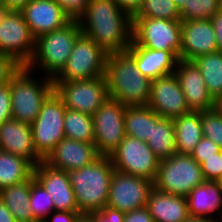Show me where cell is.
<instances>
[{
	"label": "cell",
	"mask_w": 222,
	"mask_h": 222,
	"mask_svg": "<svg viewBox=\"0 0 222 222\" xmlns=\"http://www.w3.org/2000/svg\"><path fill=\"white\" fill-rule=\"evenodd\" d=\"M82 33L106 54L126 51L132 42V17L113 0H90L78 19Z\"/></svg>",
	"instance_id": "1"
},
{
	"label": "cell",
	"mask_w": 222,
	"mask_h": 222,
	"mask_svg": "<svg viewBox=\"0 0 222 222\" xmlns=\"http://www.w3.org/2000/svg\"><path fill=\"white\" fill-rule=\"evenodd\" d=\"M105 78L109 98L126 107L148 105L152 81L140 72L127 51L107 55Z\"/></svg>",
	"instance_id": "2"
},
{
	"label": "cell",
	"mask_w": 222,
	"mask_h": 222,
	"mask_svg": "<svg viewBox=\"0 0 222 222\" xmlns=\"http://www.w3.org/2000/svg\"><path fill=\"white\" fill-rule=\"evenodd\" d=\"M114 167L110 156H99L82 168L67 172L79 213H92L107 205Z\"/></svg>",
	"instance_id": "3"
},
{
	"label": "cell",
	"mask_w": 222,
	"mask_h": 222,
	"mask_svg": "<svg viewBox=\"0 0 222 222\" xmlns=\"http://www.w3.org/2000/svg\"><path fill=\"white\" fill-rule=\"evenodd\" d=\"M82 34L79 20H71L64 27L44 34L35 40V50L26 67L54 79L66 65L77 38Z\"/></svg>",
	"instance_id": "4"
},
{
	"label": "cell",
	"mask_w": 222,
	"mask_h": 222,
	"mask_svg": "<svg viewBox=\"0 0 222 222\" xmlns=\"http://www.w3.org/2000/svg\"><path fill=\"white\" fill-rule=\"evenodd\" d=\"M32 73L26 66H21L10 78L12 118L30 125L38 117L43 102L54 91L52 78L36 79Z\"/></svg>",
	"instance_id": "5"
},
{
	"label": "cell",
	"mask_w": 222,
	"mask_h": 222,
	"mask_svg": "<svg viewBox=\"0 0 222 222\" xmlns=\"http://www.w3.org/2000/svg\"><path fill=\"white\" fill-rule=\"evenodd\" d=\"M205 182L201 165L191 155L174 153L159 161L154 188L173 195L187 197Z\"/></svg>",
	"instance_id": "6"
},
{
	"label": "cell",
	"mask_w": 222,
	"mask_h": 222,
	"mask_svg": "<svg viewBox=\"0 0 222 222\" xmlns=\"http://www.w3.org/2000/svg\"><path fill=\"white\" fill-rule=\"evenodd\" d=\"M107 55L91 38L83 33L61 72L53 82L88 80L105 76Z\"/></svg>",
	"instance_id": "7"
},
{
	"label": "cell",
	"mask_w": 222,
	"mask_h": 222,
	"mask_svg": "<svg viewBox=\"0 0 222 222\" xmlns=\"http://www.w3.org/2000/svg\"><path fill=\"white\" fill-rule=\"evenodd\" d=\"M132 40L141 47L170 51L178 60L181 51V20L132 17Z\"/></svg>",
	"instance_id": "8"
},
{
	"label": "cell",
	"mask_w": 222,
	"mask_h": 222,
	"mask_svg": "<svg viewBox=\"0 0 222 222\" xmlns=\"http://www.w3.org/2000/svg\"><path fill=\"white\" fill-rule=\"evenodd\" d=\"M65 113L64 102L54 90L43 102L38 117L31 124L35 149L43 159L65 138Z\"/></svg>",
	"instance_id": "9"
},
{
	"label": "cell",
	"mask_w": 222,
	"mask_h": 222,
	"mask_svg": "<svg viewBox=\"0 0 222 222\" xmlns=\"http://www.w3.org/2000/svg\"><path fill=\"white\" fill-rule=\"evenodd\" d=\"M116 171L155 181L159 159L146 142L128 135L110 155Z\"/></svg>",
	"instance_id": "10"
},
{
	"label": "cell",
	"mask_w": 222,
	"mask_h": 222,
	"mask_svg": "<svg viewBox=\"0 0 222 222\" xmlns=\"http://www.w3.org/2000/svg\"><path fill=\"white\" fill-rule=\"evenodd\" d=\"M35 40L20 10L0 13V52L26 66L33 56Z\"/></svg>",
	"instance_id": "11"
},
{
	"label": "cell",
	"mask_w": 222,
	"mask_h": 222,
	"mask_svg": "<svg viewBox=\"0 0 222 222\" xmlns=\"http://www.w3.org/2000/svg\"><path fill=\"white\" fill-rule=\"evenodd\" d=\"M125 110L124 104L108 98L92 115L94 145L100 156H110L126 136Z\"/></svg>",
	"instance_id": "12"
},
{
	"label": "cell",
	"mask_w": 222,
	"mask_h": 222,
	"mask_svg": "<svg viewBox=\"0 0 222 222\" xmlns=\"http://www.w3.org/2000/svg\"><path fill=\"white\" fill-rule=\"evenodd\" d=\"M67 109L93 115L109 98L105 76L88 80L53 82Z\"/></svg>",
	"instance_id": "13"
},
{
	"label": "cell",
	"mask_w": 222,
	"mask_h": 222,
	"mask_svg": "<svg viewBox=\"0 0 222 222\" xmlns=\"http://www.w3.org/2000/svg\"><path fill=\"white\" fill-rule=\"evenodd\" d=\"M153 182L134 175L114 170L112 174L107 206L129 212L147 205Z\"/></svg>",
	"instance_id": "14"
},
{
	"label": "cell",
	"mask_w": 222,
	"mask_h": 222,
	"mask_svg": "<svg viewBox=\"0 0 222 222\" xmlns=\"http://www.w3.org/2000/svg\"><path fill=\"white\" fill-rule=\"evenodd\" d=\"M148 106L162 118L174 119L190 112L174 73L152 80Z\"/></svg>",
	"instance_id": "15"
},
{
	"label": "cell",
	"mask_w": 222,
	"mask_h": 222,
	"mask_svg": "<svg viewBox=\"0 0 222 222\" xmlns=\"http://www.w3.org/2000/svg\"><path fill=\"white\" fill-rule=\"evenodd\" d=\"M216 51L217 38L210 19L182 20L180 60L193 61Z\"/></svg>",
	"instance_id": "16"
},
{
	"label": "cell",
	"mask_w": 222,
	"mask_h": 222,
	"mask_svg": "<svg viewBox=\"0 0 222 222\" xmlns=\"http://www.w3.org/2000/svg\"><path fill=\"white\" fill-rule=\"evenodd\" d=\"M20 11L35 39L72 20L54 0H30Z\"/></svg>",
	"instance_id": "17"
},
{
	"label": "cell",
	"mask_w": 222,
	"mask_h": 222,
	"mask_svg": "<svg viewBox=\"0 0 222 222\" xmlns=\"http://www.w3.org/2000/svg\"><path fill=\"white\" fill-rule=\"evenodd\" d=\"M33 175L50 194L54 211L79 212L66 171L52 168L45 162H41L34 167Z\"/></svg>",
	"instance_id": "18"
},
{
	"label": "cell",
	"mask_w": 222,
	"mask_h": 222,
	"mask_svg": "<svg viewBox=\"0 0 222 222\" xmlns=\"http://www.w3.org/2000/svg\"><path fill=\"white\" fill-rule=\"evenodd\" d=\"M190 111L211 110L217 102L209 94L199 68L193 61L178 60L174 71Z\"/></svg>",
	"instance_id": "19"
},
{
	"label": "cell",
	"mask_w": 222,
	"mask_h": 222,
	"mask_svg": "<svg viewBox=\"0 0 222 222\" xmlns=\"http://www.w3.org/2000/svg\"><path fill=\"white\" fill-rule=\"evenodd\" d=\"M99 156L94 143L64 138L43 162L52 168L69 172L91 164Z\"/></svg>",
	"instance_id": "20"
},
{
	"label": "cell",
	"mask_w": 222,
	"mask_h": 222,
	"mask_svg": "<svg viewBox=\"0 0 222 222\" xmlns=\"http://www.w3.org/2000/svg\"><path fill=\"white\" fill-rule=\"evenodd\" d=\"M0 150L22 157L34 167L44 161L35 149L31 125L13 118L0 125Z\"/></svg>",
	"instance_id": "21"
},
{
	"label": "cell",
	"mask_w": 222,
	"mask_h": 222,
	"mask_svg": "<svg viewBox=\"0 0 222 222\" xmlns=\"http://www.w3.org/2000/svg\"><path fill=\"white\" fill-rule=\"evenodd\" d=\"M126 51L134 58L140 72L151 81L174 73L178 62L170 51L141 47L133 40Z\"/></svg>",
	"instance_id": "22"
},
{
	"label": "cell",
	"mask_w": 222,
	"mask_h": 222,
	"mask_svg": "<svg viewBox=\"0 0 222 222\" xmlns=\"http://www.w3.org/2000/svg\"><path fill=\"white\" fill-rule=\"evenodd\" d=\"M185 198L190 217L210 219L216 212L217 216L220 213L217 218L222 219V182L205 181Z\"/></svg>",
	"instance_id": "23"
},
{
	"label": "cell",
	"mask_w": 222,
	"mask_h": 222,
	"mask_svg": "<svg viewBox=\"0 0 222 222\" xmlns=\"http://www.w3.org/2000/svg\"><path fill=\"white\" fill-rule=\"evenodd\" d=\"M146 207L154 222H186L190 216L186 198L152 188Z\"/></svg>",
	"instance_id": "24"
},
{
	"label": "cell",
	"mask_w": 222,
	"mask_h": 222,
	"mask_svg": "<svg viewBox=\"0 0 222 222\" xmlns=\"http://www.w3.org/2000/svg\"><path fill=\"white\" fill-rule=\"evenodd\" d=\"M176 153L191 155L203 137L200 111H190L173 119Z\"/></svg>",
	"instance_id": "25"
},
{
	"label": "cell",
	"mask_w": 222,
	"mask_h": 222,
	"mask_svg": "<svg viewBox=\"0 0 222 222\" xmlns=\"http://www.w3.org/2000/svg\"><path fill=\"white\" fill-rule=\"evenodd\" d=\"M31 177L19 184L0 190V199L12 213L16 222H36L30 208Z\"/></svg>",
	"instance_id": "26"
},
{
	"label": "cell",
	"mask_w": 222,
	"mask_h": 222,
	"mask_svg": "<svg viewBox=\"0 0 222 222\" xmlns=\"http://www.w3.org/2000/svg\"><path fill=\"white\" fill-rule=\"evenodd\" d=\"M160 118L148 105L126 107L124 115L126 135L147 142L151 137L152 123Z\"/></svg>",
	"instance_id": "27"
},
{
	"label": "cell",
	"mask_w": 222,
	"mask_h": 222,
	"mask_svg": "<svg viewBox=\"0 0 222 222\" xmlns=\"http://www.w3.org/2000/svg\"><path fill=\"white\" fill-rule=\"evenodd\" d=\"M159 160L176 153L175 127L173 119L160 117L152 123L151 137L146 142Z\"/></svg>",
	"instance_id": "28"
},
{
	"label": "cell",
	"mask_w": 222,
	"mask_h": 222,
	"mask_svg": "<svg viewBox=\"0 0 222 222\" xmlns=\"http://www.w3.org/2000/svg\"><path fill=\"white\" fill-rule=\"evenodd\" d=\"M33 170L26 159L0 150V190L28 180Z\"/></svg>",
	"instance_id": "29"
},
{
	"label": "cell",
	"mask_w": 222,
	"mask_h": 222,
	"mask_svg": "<svg viewBox=\"0 0 222 222\" xmlns=\"http://www.w3.org/2000/svg\"><path fill=\"white\" fill-rule=\"evenodd\" d=\"M193 62L199 68L209 94L217 102L222 97V52L199 56Z\"/></svg>",
	"instance_id": "30"
},
{
	"label": "cell",
	"mask_w": 222,
	"mask_h": 222,
	"mask_svg": "<svg viewBox=\"0 0 222 222\" xmlns=\"http://www.w3.org/2000/svg\"><path fill=\"white\" fill-rule=\"evenodd\" d=\"M63 125L65 138L94 143L93 118L91 115L66 108Z\"/></svg>",
	"instance_id": "31"
},
{
	"label": "cell",
	"mask_w": 222,
	"mask_h": 222,
	"mask_svg": "<svg viewBox=\"0 0 222 222\" xmlns=\"http://www.w3.org/2000/svg\"><path fill=\"white\" fill-rule=\"evenodd\" d=\"M30 208L36 222H44L54 211L53 201L46 189L31 176Z\"/></svg>",
	"instance_id": "32"
},
{
	"label": "cell",
	"mask_w": 222,
	"mask_h": 222,
	"mask_svg": "<svg viewBox=\"0 0 222 222\" xmlns=\"http://www.w3.org/2000/svg\"><path fill=\"white\" fill-rule=\"evenodd\" d=\"M222 8V0H186L179 9L182 20L211 19Z\"/></svg>",
	"instance_id": "33"
},
{
	"label": "cell",
	"mask_w": 222,
	"mask_h": 222,
	"mask_svg": "<svg viewBox=\"0 0 222 222\" xmlns=\"http://www.w3.org/2000/svg\"><path fill=\"white\" fill-rule=\"evenodd\" d=\"M133 17L181 20L173 0H144L141 8Z\"/></svg>",
	"instance_id": "34"
},
{
	"label": "cell",
	"mask_w": 222,
	"mask_h": 222,
	"mask_svg": "<svg viewBox=\"0 0 222 222\" xmlns=\"http://www.w3.org/2000/svg\"><path fill=\"white\" fill-rule=\"evenodd\" d=\"M203 137L211 139L222 149V111L216 106L200 111Z\"/></svg>",
	"instance_id": "35"
},
{
	"label": "cell",
	"mask_w": 222,
	"mask_h": 222,
	"mask_svg": "<svg viewBox=\"0 0 222 222\" xmlns=\"http://www.w3.org/2000/svg\"><path fill=\"white\" fill-rule=\"evenodd\" d=\"M205 181L222 182V150L201 164Z\"/></svg>",
	"instance_id": "36"
},
{
	"label": "cell",
	"mask_w": 222,
	"mask_h": 222,
	"mask_svg": "<svg viewBox=\"0 0 222 222\" xmlns=\"http://www.w3.org/2000/svg\"><path fill=\"white\" fill-rule=\"evenodd\" d=\"M222 149L216 145L211 139L202 137L199 143L194 147L191 156L201 165L206 158L215 156V153Z\"/></svg>",
	"instance_id": "37"
},
{
	"label": "cell",
	"mask_w": 222,
	"mask_h": 222,
	"mask_svg": "<svg viewBox=\"0 0 222 222\" xmlns=\"http://www.w3.org/2000/svg\"><path fill=\"white\" fill-rule=\"evenodd\" d=\"M72 20H78L86 11L90 0H54Z\"/></svg>",
	"instance_id": "38"
},
{
	"label": "cell",
	"mask_w": 222,
	"mask_h": 222,
	"mask_svg": "<svg viewBox=\"0 0 222 222\" xmlns=\"http://www.w3.org/2000/svg\"><path fill=\"white\" fill-rule=\"evenodd\" d=\"M21 67L11 56L0 52V86L8 83L13 74Z\"/></svg>",
	"instance_id": "39"
},
{
	"label": "cell",
	"mask_w": 222,
	"mask_h": 222,
	"mask_svg": "<svg viewBox=\"0 0 222 222\" xmlns=\"http://www.w3.org/2000/svg\"><path fill=\"white\" fill-rule=\"evenodd\" d=\"M12 118L10 81L0 86V125Z\"/></svg>",
	"instance_id": "40"
},
{
	"label": "cell",
	"mask_w": 222,
	"mask_h": 222,
	"mask_svg": "<svg viewBox=\"0 0 222 222\" xmlns=\"http://www.w3.org/2000/svg\"><path fill=\"white\" fill-rule=\"evenodd\" d=\"M91 214L95 222H124L125 219V212L107 205L102 210L92 212Z\"/></svg>",
	"instance_id": "41"
},
{
	"label": "cell",
	"mask_w": 222,
	"mask_h": 222,
	"mask_svg": "<svg viewBox=\"0 0 222 222\" xmlns=\"http://www.w3.org/2000/svg\"><path fill=\"white\" fill-rule=\"evenodd\" d=\"M124 222H154V220L145 206L126 212Z\"/></svg>",
	"instance_id": "42"
},
{
	"label": "cell",
	"mask_w": 222,
	"mask_h": 222,
	"mask_svg": "<svg viewBox=\"0 0 222 222\" xmlns=\"http://www.w3.org/2000/svg\"><path fill=\"white\" fill-rule=\"evenodd\" d=\"M52 213L44 222H75L79 214V212L69 211H53Z\"/></svg>",
	"instance_id": "43"
},
{
	"label": "cell",
	"mask_w": 222,
	"mask_h": 222,
	"mask_svg": "<svg viewBox=\"0 0 222 222\" xmlns=\"http://www.w3.org/2000/svg\"><path fill=\"white\" fill-rule=\"evenodd\" d=\"M123 11L133 17L141 8L144 0H113Z\"/></svg>",
	"instance_id": "44"
},
{
	"label": "cell",
	"mask_w": 222,
	"mask_h": 222,
	"mask_svg": "<svg viewBox=\"0 0 222 222\" xmlns=\"http://www.w3.org/2000/svg\"><path fill=\"white\" fill-rule=\"evenodd\" d=\"M210 20L217 38L218 51L222 52V8Z\"/></svg>",
	"instance_id": "45"
},
{
	"label": "cell",
	"mask_w": 222,
	"mask_h": 222,
	"mask_svg": "<svg viewBox=\"0 0 222 222\" xmlns=\"http://www.w3.org/2000/svg\"><path fill=\"white\" fill-rule=\"evenodd\" d=\"M30 0H3L6 10H21Z\"/></svg>",
	"instance_id": "46"
},
{
	"label": "cell",
	"mask_w": 222,
	"mask_h": 222,
	"mask_svg": "<svg viewBox=\"0 0 222 222\" xmlns=\"http://www.w3.org/2000/svg\"><path fill=\"white\" fill-rule=\"evenodd\" d=\"M0 222H16L10 210L0 199Z\"/></svg>",
	"instance_id": "47"
},
{
	"label": "cell",
	"mask_w": 222,
	"mask_h": 222,
	"mask_svg": "<svg viewBox=\"0 0 222 222\" xmlns=\"http://www.w3.org/2000/svg\"><path fill=\"white\" fill-rule=\"evenodd\" d=\"M75 222H95L91 213H79Z\"/></svg>",
	"instance_id": "48"
},
{
	"label": "cell",
	"mask_w": 222,
	"mask_h": 222,
	"mask_svg": "<svg viewBox=\"0 0 222 222\" xmlns=\"http://www.w3.org/2000/svg\"><path fill=\"white\" fill-rule=\"evenodd\" d=\"M186 222H222V219L215 218H197V217H190Z\"/></svg>",
	"instance_id": "49"
},
{
	"label": "cell",
	"mask_w": 222,
	"mask_h": 222,
	"mask_svg": "<svg viewBox=\"0 0 222 222\" xmlns=\"http://www.w3.org/2000/svg\"><path fill=\"white\" fill-rule=\"evenodd\" d=\"M173 1L178 10L184 5V2H186V0H173Z\"/></svg>",
	"instance_id": "50"
},
{
	"label": "cell",
	"mask_w": 222,
	"mask_h": 222,
	"mask_svg": "<svg viewBox=\"0 0 222 222\" xmlns=\"http://www.w3.org/2000/svg\"><path fill=\"white\" fill-rule=\"evenodd\" d=\"M4 10H6V9H5L3 0H0V13H2Z\"/></svg>",
	"instance_id": "51"
},
{
	"label": "cell",
	"mask_w": 222,
	"mask_h": 222,
	"mask_svg": "<svg viewBox=\"0 0 222 222\" xmlns=\"http://www.w3.org/2000/svg\"><path fill=\"white\" fill-rule=\"evenodd\" d=\"M217 107L222 111V97L217 101Z\"/></svg>",
	"instance_id": "52"
}]
</instances>
